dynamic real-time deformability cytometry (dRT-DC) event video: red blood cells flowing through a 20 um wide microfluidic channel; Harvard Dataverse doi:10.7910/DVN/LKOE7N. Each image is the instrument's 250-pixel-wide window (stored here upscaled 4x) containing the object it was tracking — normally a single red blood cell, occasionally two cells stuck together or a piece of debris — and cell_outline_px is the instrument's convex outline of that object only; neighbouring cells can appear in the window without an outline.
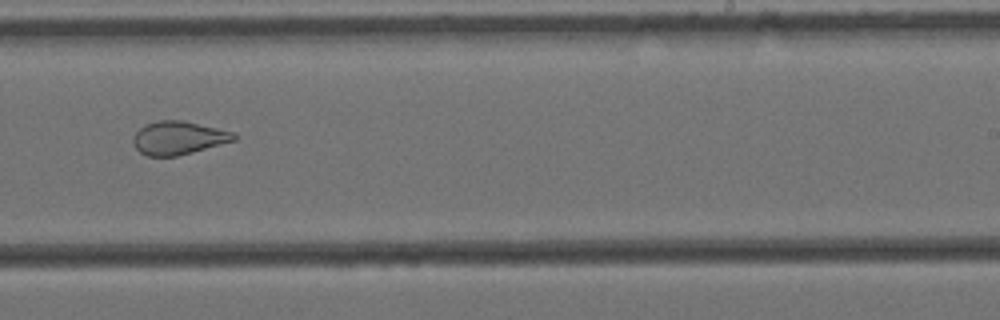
{"species": "Egyptian fruit bat (a non-hibernating species)", "species_latin": "Rousettus aegyptiacus", "temperature_condition": "cold", "stored_images_in_passage": 16, "camera_frame_rate_fps": 3000, "um_per_image_px": 0.085, "animal": {"sex": "female"}, "frame": {"image": 1, "passage_image": 10, "time_ms": 3.0, "image_size_px": [1000, 320], "cell_outline_px": [[236, 140], [192, 152], [176, 156], [148, 156], [140, 152], [132, 144], [132, 136], [144, 124], [156, 120], [184, 120], [236, 132]], "centroid_in_image_um": [15.15, 11.7], "position_along_channel_um": 273.8, "area_um2": 19.77}}